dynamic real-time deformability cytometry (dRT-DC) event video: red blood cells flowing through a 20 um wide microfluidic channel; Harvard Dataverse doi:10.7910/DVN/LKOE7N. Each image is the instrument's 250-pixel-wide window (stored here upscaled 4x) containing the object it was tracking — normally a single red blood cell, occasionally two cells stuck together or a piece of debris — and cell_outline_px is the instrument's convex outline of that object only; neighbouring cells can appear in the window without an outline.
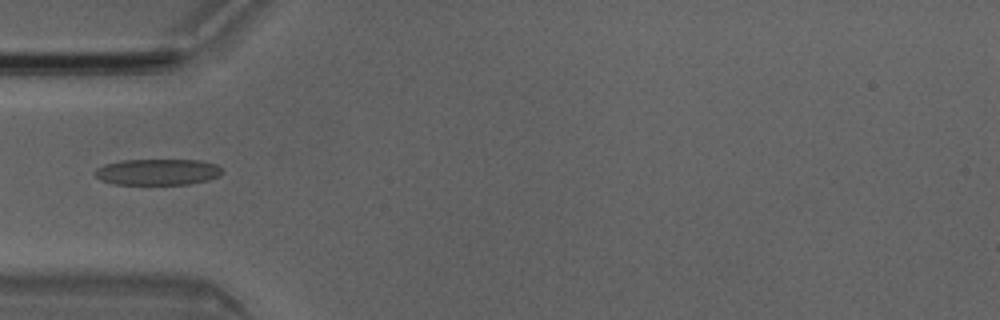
{"species": "Egyptian fruit bat (a non-hibernating species)", "species_latin": "Rousettus aegyptiacus", "temperature_condition": "room temperature", "stored_images_in_passage": 3, "camera_frame_rate_fps": 3000, "um_per_image_px": 0.085, "animal": {"sex": "male"}, "frame": {"image": 1, "passage_image": 3, "time_ms": 0.667, "image_size_px": [1000, 320], "cell_outline_px": [[224, 172], [220, 176], [208, 180], [188, 184], [112, 184], [100, 180], [92, 172], [96, 168], [104, 164], [120, 160], [200, 160], [216, 164]], "centroid_in_image_um": [13.37, 14.61], "position_along_channel_um": 71.6, "area_um2": 19.59}}